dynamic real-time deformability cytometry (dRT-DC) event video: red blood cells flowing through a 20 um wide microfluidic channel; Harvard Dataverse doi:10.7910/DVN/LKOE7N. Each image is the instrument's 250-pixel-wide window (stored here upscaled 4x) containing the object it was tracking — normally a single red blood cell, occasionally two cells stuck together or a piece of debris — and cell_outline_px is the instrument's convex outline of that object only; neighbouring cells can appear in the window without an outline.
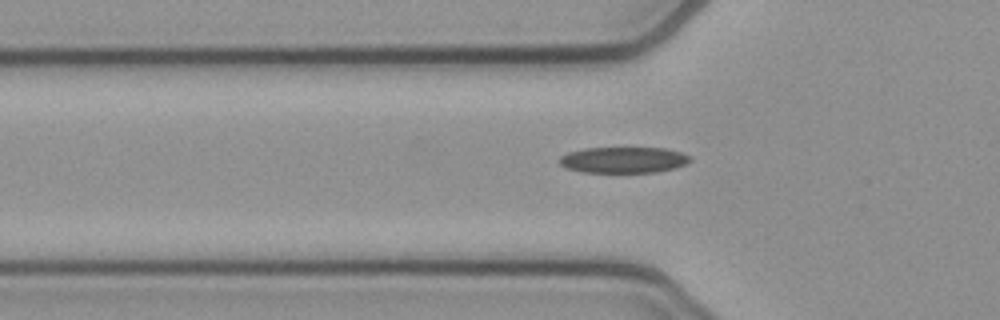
{"species": "common noctule bat (a hibernating species)", "species_latin": "Nyctalus noctula", "temperature_condition": "cold", "stored_images_in_passage": 49, "camera_frame_rate_fps": 3000, "um_per_image_px": 0.085, "animal": {"sex": "female", "body_mass_g": 21.9}, "frame": {"image": 1, "passage_image": 17, "time_ms": 5.333, "image_size_px": [1000, 320], "cell_outline_px": [[692, 160], [676, 168], [656, 172], [580, 172], [564, 168], [560, 164], [560, 156], [568, 152], [584, 148], [664, 148], [680, 152], [692, 156]], "centroid_in_image_um": [52.99, 13.59], "position_along_channel_um": 72.8, "area_um2": 19.94}}
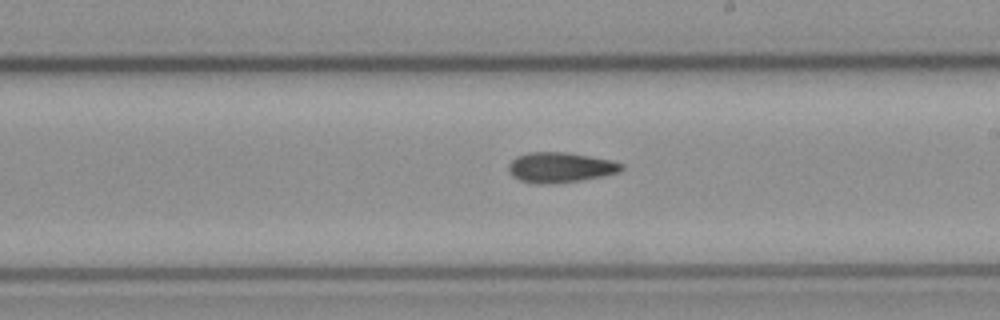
{"frame": {"image": 2, "passage_image": 30, "time_ms": 9.667, "image_size_px": [1000, 320], "cell_outline_px": [[624, 168], [620, 172], [580, 180], [552, 184], [532, 184], [520, 180], [512, 176], [508, 172], [508, 164], [516, 156], [528, 152], [568, 152], [612, 160], [624, 164]], "centroid_in_image_um": [47.59, 14.23], "position_along_channel_um": 241.4, "area_um2": 20.11}}
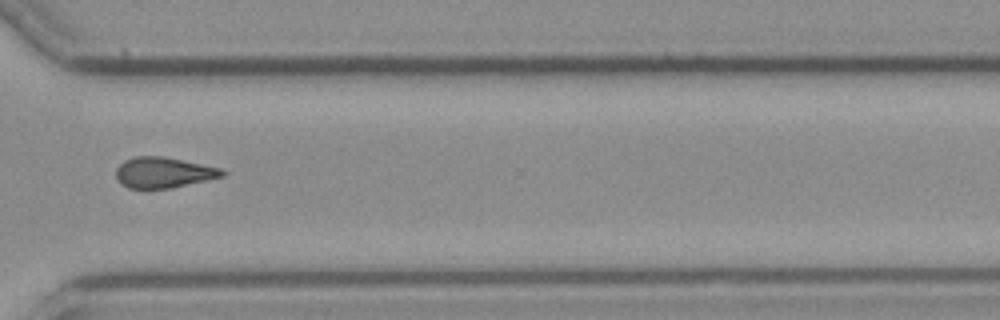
{"frame": {"image": 3, "passage_image": 39, "time_ms": 12.667, "image_size_px": [1000, 320], "cell_outline_px": [[228, 172], [224, 176], [208, 180], [172, 188], [128, 188], [120, 184], [116, 180], [116, 168], [124, 160], [136, 156], [164, 156], [224, 168]], "centroid_in_image_um": [13.93, 14.66], "position_along_channel_um": 356.7, "area_um2": 19.36}, "authors_computed_cell_mechanics": {"area_um2": 19.2474, "velocity_mm_per_s": 3.8538, "shape_relaxation_time_tau1_ms": 9.0447, "shape_relaxation_time_tau2_ms": null, "deformation_change_tau1": 0.1855, "deformation_change_tau2": null}}